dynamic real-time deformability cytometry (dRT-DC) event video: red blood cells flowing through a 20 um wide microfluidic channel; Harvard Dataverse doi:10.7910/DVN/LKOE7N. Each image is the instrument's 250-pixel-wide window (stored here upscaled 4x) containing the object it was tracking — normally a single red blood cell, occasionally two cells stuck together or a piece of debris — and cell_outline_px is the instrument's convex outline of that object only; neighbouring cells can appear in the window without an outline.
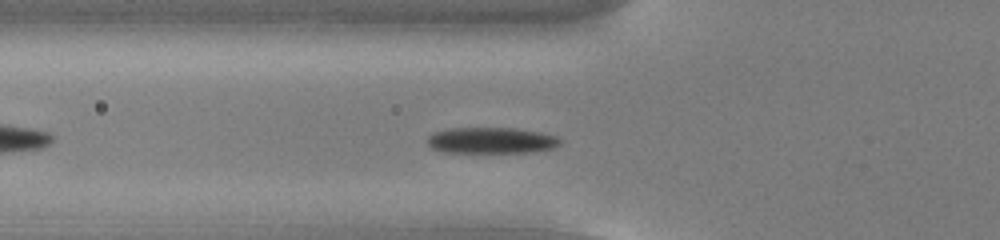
{"species": "common noctule bat (a hibernating species)", "species_latin": "Nyctalus noctula", "temperature_condition": "cold", "stored_images_in_passage": 43, "camera_frame_rate_fps": 3000, "um_per_image_px": 0.085, "animal": {"sex": "male", "body_mass_g": 13.0, "forearm_length_mm": 53.1}, "frame": {"image": 1, "passage_image": 8, "time_ms": 2.333, "image_size_px": [1000, 240], "cell_outline_px": [[560, 144], [552, 148], [532, 152], [444, 152], [432, 148], [428, 144], [428, 136], [432, 132], [448, 128], [516, 128], [540, 132], [556, 136], [560, 140]], "centroid_in_image_um": [41.73, 11.93], "position_along_channel_um": 84.1, "area_um2": 20.17}}
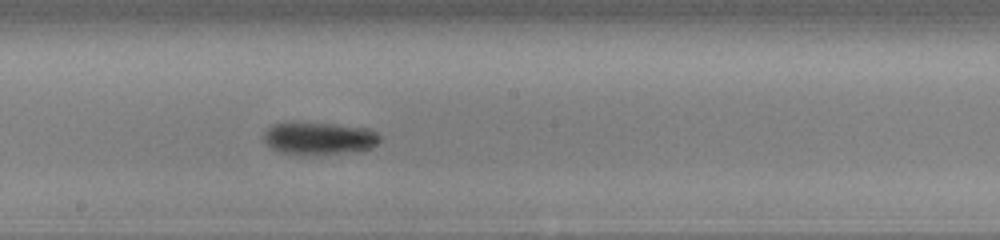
{"frame": {"image": 2, "passage_image": 19, "time_ms": 6.0, "image_size_px": [1000, 240], "cell_outline_px": [[380, 140], [376, 144], [360, 152], [316, 156], [308, 156], [280, 152], [272, 148], [264, 140], [264, 132], [272, 124], [332, 124], [364, 128], [376, 132], [380, 136]], "centroid_in_image_um": [27.15, 11.82], "position_along_channel_um": 221.1, "area_um2": 21.91}}
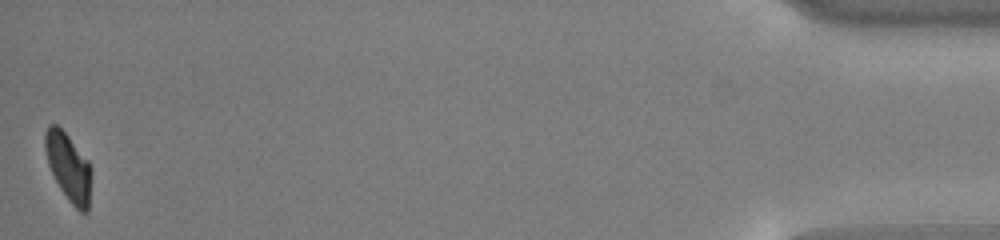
{"frame": {"image": 3, "passage_image": 43, "time_ms": 14.0, "image_size_px": [1000, 240], "cell_outline_px": [[92, 172], [88, 212], [80, 212], [68, 200], [60, 188], [48, 164], [44, 148], [44, 132], [48, 124], [56, 124], [68, 136], [88, 160]], "centroid_in_image_um": [5.82, 14.19], "position_along_channel_um": 429.4, "area_um2": 18.32}, "authors_computed_cell_mechanics": {"area_um2": 20.0566, "velocity_mm_per_s": 3.7389, "shape_relaxation_time_tau1_ms": 2.0449, "shape_relaxation_time_tau2_ms": 5.7008, "deformation_change_tau1": 0.111, "deformation_change_tau2": 0.0815}}